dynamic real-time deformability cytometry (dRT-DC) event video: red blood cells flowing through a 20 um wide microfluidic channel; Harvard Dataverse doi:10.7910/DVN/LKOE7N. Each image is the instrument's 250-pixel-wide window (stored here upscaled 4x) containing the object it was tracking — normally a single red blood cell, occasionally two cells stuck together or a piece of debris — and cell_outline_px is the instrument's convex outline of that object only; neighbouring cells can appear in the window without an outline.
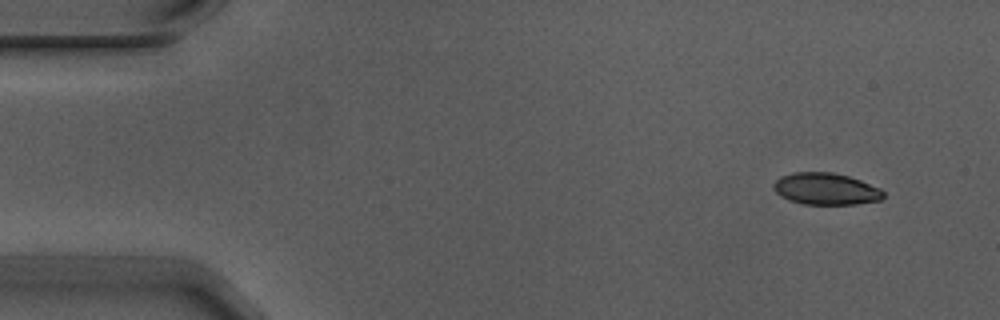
{"species": "Egyptian fruit bat (a non-hibernating species)", "species_latin": "Rousettus aegyptiacus", "temperature_condition": "warm", "stored_images_in_passage": 5, "camera_frame_rate_fps": 3000, "um_per_image_px": 0.085, "animal": {"sex": "male"}, "frame": {"image": 1, "passage_image": 1, "time_ms": 0.0, "image_size_px": [1000, 320], "cell_outline_px": [[884, 196], [880, 200], [856, 204], [804, 204], [788, 200], [780, 196], [776, 192], [772, 184], [780, 176], [796, 172], [832, 172], [848, 176], [860, 180], [880, 188], [884, 192]], "centroid_in_image_um": [70.18, 16.05], "position_along_channel_um": 14.8, "area_um2": 20.35}}
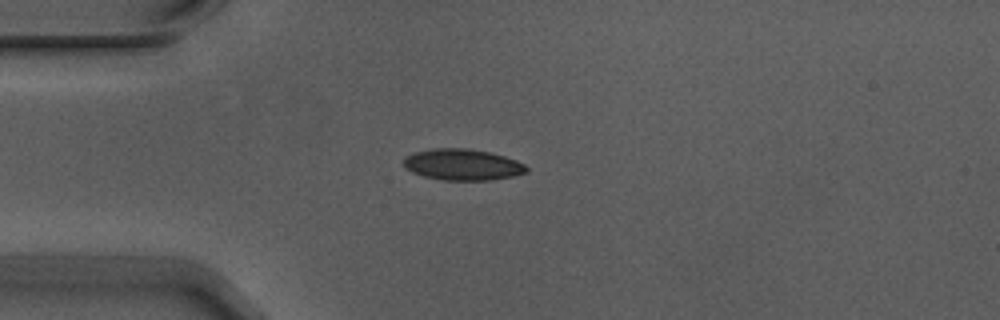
{"frame": {"image": 2, "passage_image": 4, "time_ms": 1.0, "image_size_px": [1000, 320], "cell_outline_px": [[528, 172], [512, 176], [488, 180], [444, 180], [424, 176], [412, 172], [404, 168], [404, 156], [416, 152], [436, 148], [468, 148], [488, 152], [504, 156], [516, 160], [524, 164], [528, 168]], "centroid_in_image_um": [39.31, 13.99], "position_along_channel_um": 45.7, "area_um2": 22.25}}